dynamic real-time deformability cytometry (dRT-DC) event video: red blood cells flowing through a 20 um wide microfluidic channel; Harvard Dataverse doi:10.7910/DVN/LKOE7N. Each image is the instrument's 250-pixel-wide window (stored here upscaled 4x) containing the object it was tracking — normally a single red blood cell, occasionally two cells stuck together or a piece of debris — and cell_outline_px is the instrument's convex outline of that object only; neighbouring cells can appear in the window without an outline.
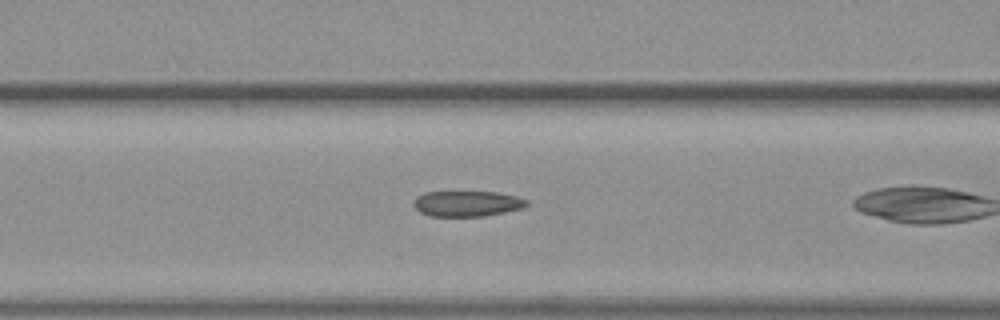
{"species": "common noctule bat (a hibernating species)", "species_latin": "Nyctalus noctula", "temperature_condition": "warm", "stored_images_in_passage": 19, "camera_frame_rate_fps": 3000, "um_per_image_px": 0.085, "animal": {"sex": "female", "body_mass_g": 19.3, "forearm_length_mm": 54.1}, "frame": {"image": 1, "passage_image": 6, "time_ms": 1.667, "image_size_px": [1000, 320], "cell_outline_px": [[528, 204], [524, 208], [484, 216], [428, 216], [420, 212], [412, 204], [416, 196], [424, 192], [500, 192], [516, 196], [528, 200]], "centroid_in_image_um": [39.7, 17.3], "position_along_channel_um": 126.9, "area_um2": 16.99}}
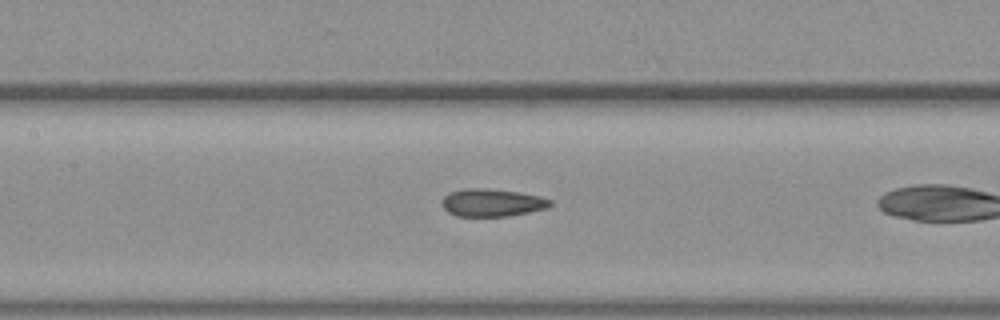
{"frame": {"image": 2, "passage_image": 9, "time_ms": 2.667, "image_size_px": [1000, 320], "cell_outline_px": [[552, 204], [548, 208], [508, 216], [456, 216], [448, 212], [444, 208], [444, 196], [448, 192], [464, 188], [484, 188], [520, 192], [540, 196], [552, 200]], "centroid_in_image_um": [41.85, 17.22], "position_along_channel_um": 165.6, "area_um2": 17.46}}